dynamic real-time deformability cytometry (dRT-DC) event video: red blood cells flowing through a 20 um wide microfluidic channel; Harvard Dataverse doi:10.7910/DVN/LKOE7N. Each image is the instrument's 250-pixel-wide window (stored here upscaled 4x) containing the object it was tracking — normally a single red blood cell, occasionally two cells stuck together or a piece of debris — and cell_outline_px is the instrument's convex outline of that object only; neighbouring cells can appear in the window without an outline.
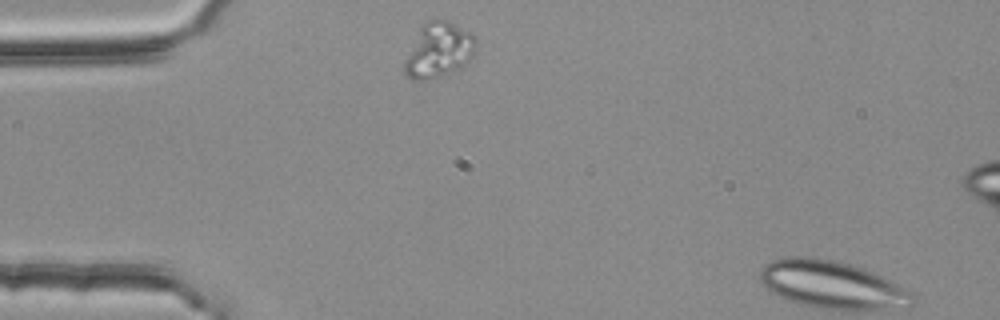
{"species": "common noctule bat (a hibernating species)", "species_latin": "Nyctalus noctula", "temperature_condition": "room temperature", "stored_images_in_passage": 3, "segment_of_instrument_passage": [1, 2], "camera_frame_rate_fps": 3000, "um_per_image_px": 0.085, "animal": {"sex": "female", "body_mass_g": 25.1}, "frame": {"image": 1, "passage_image": 1, "time_ms": 0.0, "image_size_px": [1000, 320], "cell_outline_px": [[476, 48], [472, 56], [460, 68], [444, 76], [432, 80], [412, 80], [404, 76], [404, 60], [420, 28], [428, 20], [448, 20], [472, 32], [476, 36]], "centroid_in_image_um": [37.29, 4.29], "position_along_channel_um": 47.7, "area_um2": 23.18}}